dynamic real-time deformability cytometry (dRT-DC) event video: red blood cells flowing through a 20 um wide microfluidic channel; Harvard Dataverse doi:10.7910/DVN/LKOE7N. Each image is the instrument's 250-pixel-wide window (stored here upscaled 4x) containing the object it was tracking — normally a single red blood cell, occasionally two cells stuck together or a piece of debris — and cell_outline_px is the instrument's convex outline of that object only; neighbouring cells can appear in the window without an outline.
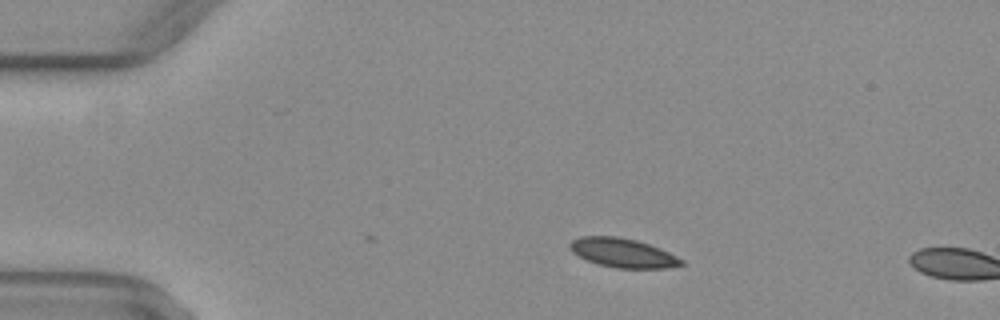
{"species": "common noctule bat (a hibernating species)", "species_latin": "Nyctalus noctula", "temperature_condition": "warm", "stored_images_in_passage": 5, "camera_frame_rate_fps": 3000, "um_per_image_px": 0.085, "animal": {"sex": "female", "body_mass_g": 29.2, "forearm_length_mm": 56.3}, "frame": {"image": 1, "passage_image": 3, "time_ms": 0.667, "image_size_px": [1000, 320], "cell_outline_px": [[684, 264], [668, 268], [616, 268], [596, 264], [572, 252], [568, 248], [568, 244], [572, 240], [580, 236], [616, 236], [636, 240], [660, 248], [684, 260]], "centroid_in_image_um": [52.92, 21.49], "position_along_channel_um": 32.1, "area_um2": 18.96}}